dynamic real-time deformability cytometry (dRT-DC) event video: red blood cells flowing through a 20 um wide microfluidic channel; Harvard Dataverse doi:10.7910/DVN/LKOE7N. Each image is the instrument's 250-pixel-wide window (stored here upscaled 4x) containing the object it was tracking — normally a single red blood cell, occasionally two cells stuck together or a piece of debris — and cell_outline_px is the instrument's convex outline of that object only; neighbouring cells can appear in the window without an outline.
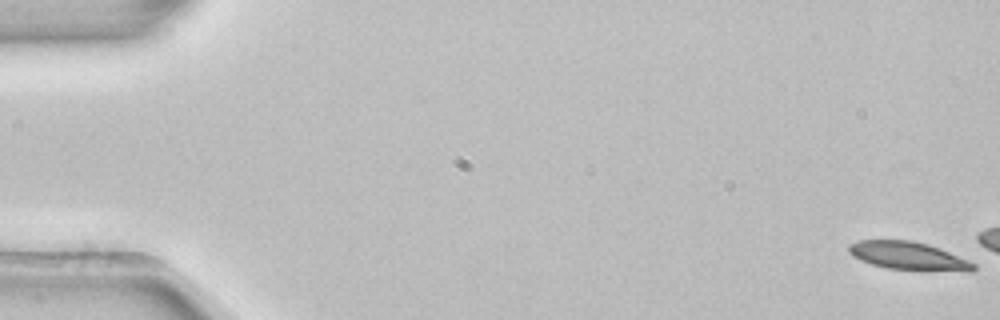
{"species": "common noctule bat (a hibernating species)", "species_latin": "Nyctalus noctula", "temperature_condition": "room temperature", "stored_images_in_passage": 8, "camera_frame_rate_fps": 3000, "um_per_image_px": 0.085, "animal": {"sex": "female", "body_mass_g": 22.7, "forearm_length_mm": 54.2}, "frame": {"image": 1, "passage_image": 1, "time_ms": 0.0, "image_size_px": [1000, 320], "cell_outline_px": [[976, 268], [972, 272], [968, 272], [888, 268], [872, 264], [860, 260], [852, 256], [848, 252], [848, 244], [856, 240], [912, 240], [928, 244], [968, 260], [976, 264]], "centroid_in_image_um": [77.2, 21.74], "position_along_channel_um": 7.8, "area_um2": 20.4}}